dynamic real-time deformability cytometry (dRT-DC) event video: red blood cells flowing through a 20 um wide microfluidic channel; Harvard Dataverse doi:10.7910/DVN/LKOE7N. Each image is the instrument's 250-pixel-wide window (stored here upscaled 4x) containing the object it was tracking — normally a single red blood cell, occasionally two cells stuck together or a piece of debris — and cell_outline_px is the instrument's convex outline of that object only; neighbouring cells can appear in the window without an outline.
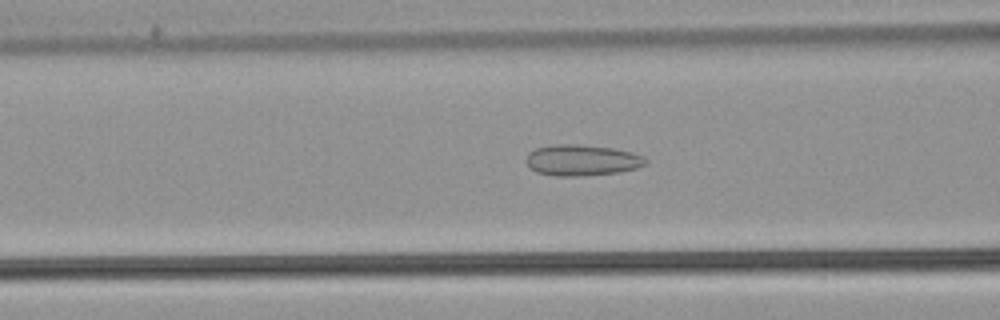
{"species": "common noctule bat (a hibernating species)", "species_latin": "Nyctalus noctula", "temperature_condition": "warm", "stored_images_in_passage": 50, "camera_frame_rate_fps": 3000, "um_per_image_px": 0.085, "animal": {"sex": "male", "body_mass_g": 21.5, "forearm_length_mm": 52.0}, "frame": {"image": 1, "passage_image": 18, "time_ms": 5.667, "image_size_px": [1000, 320], "cell_outline_px": [[648, 160], [644, 164], [636, 168], [620, 172], [584, 176], [556, 176], [536, 172], [528, 164], [528, 152], [536, 148], [552, 144], [576, 144], [612, 148], [632, 152], [644, 156]], "centroid_in_image_um": [49.48, 13.61], "position_along_channel_um": 117.1, "area_um2": 21.56}}
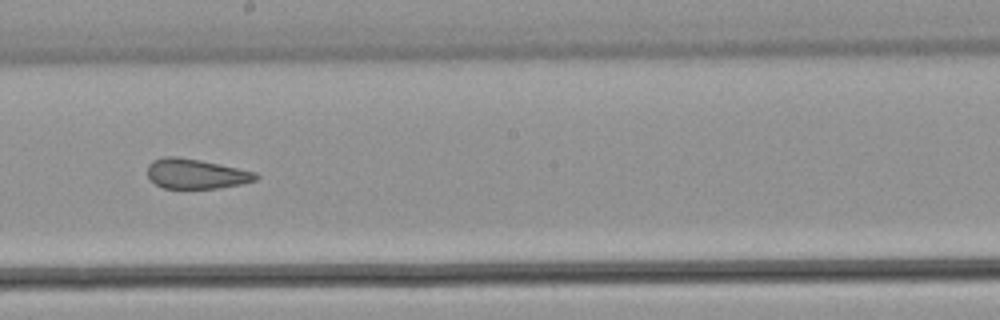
{"frame": {"image": 2, "passage_image": 27, "time_ms": 8.667, "image_size_px": [1000, 320], "cell_outline_px": [[260, 176], [256, 180], [240, 184], [220, 188], [164, 188], [156, 184], [148, 176], [148, 164], [152, 160], [164, 156], [180, 156], [220, 164], [256, 172]], "centroid_in_image_um": [16.66, 14.76], "position_along_channel_um": 231.5, "area_um2": 18.9}}
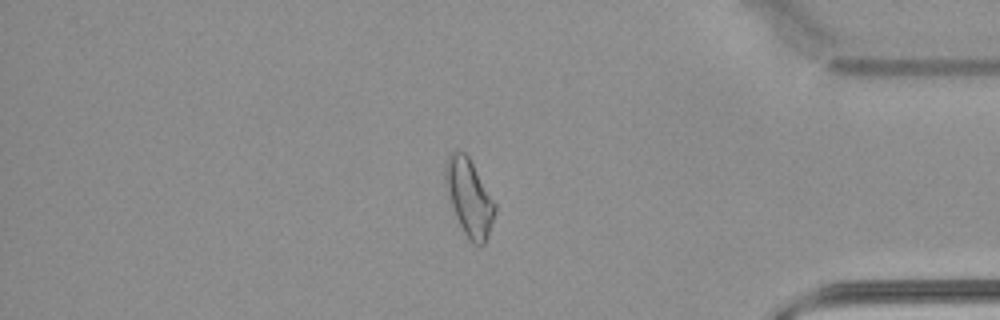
{"frame": {"image": 3, "passage_image": 42, "time_ms": 13.667, "image_size_px": [1000, 320], "cell_outline_px": [[496, 212], [484, 244], [472, 244], [468, 240], [456, 216], [444, 184], [444, 168], [448, 156], [452, 152], [464, 152], [468, 156], [496, 204]], "centroid_in_image_um": [39.87, 16.79], "position_along_channel_um": 395.3, "area_um2": 21.85}, "authors_computed_cell_mechanics": {"area_um2": 21.7039, "velocity_mm_per_s": 3.8151, "shape_relaxation_time_tau1_ms": null, "shape_relaxation_time_tau2_ms": 1.5833, "deformation_change_tau1": null, "deformation_change_tau2": 0.1006}}